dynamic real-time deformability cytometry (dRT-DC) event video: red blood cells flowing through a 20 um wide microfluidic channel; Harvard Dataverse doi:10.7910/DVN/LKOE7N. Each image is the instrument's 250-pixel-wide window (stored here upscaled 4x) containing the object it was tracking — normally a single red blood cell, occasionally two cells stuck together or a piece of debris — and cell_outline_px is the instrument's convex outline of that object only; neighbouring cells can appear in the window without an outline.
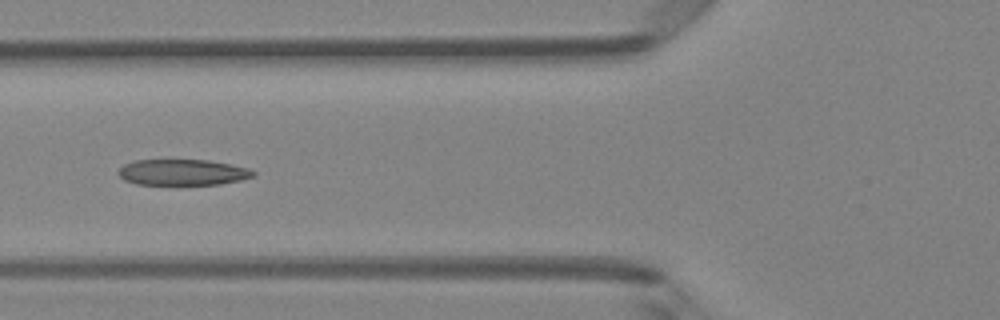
{"species": "Egyptian fruit bat (a non-hibernating species)", "species_latin": "Rousettus aegyptiacus", "temperature_condition": "room temperature", "stored_images_in_passage": 5, "camera_frame_rate_fps": 3000, "um_per_image_px": 0.085, "animal": {"sex": "female"}, "frame": {"image": 1, "passage_image": 5, "time_ms": 1.333, "image_size_px": [1000, 320], "cell_outline_px": [[256, 176], [240, 180], [220, 184], [136, 184], [124, 180], [116, 172], [124, 164], [136, 160], [208, 160], [232, 164], [248, 168], [256, 172]], "centroid_in_image_um": [15.54, 14.64], "position_along_channel_um": 110.3, "area_um2": 20.4}}